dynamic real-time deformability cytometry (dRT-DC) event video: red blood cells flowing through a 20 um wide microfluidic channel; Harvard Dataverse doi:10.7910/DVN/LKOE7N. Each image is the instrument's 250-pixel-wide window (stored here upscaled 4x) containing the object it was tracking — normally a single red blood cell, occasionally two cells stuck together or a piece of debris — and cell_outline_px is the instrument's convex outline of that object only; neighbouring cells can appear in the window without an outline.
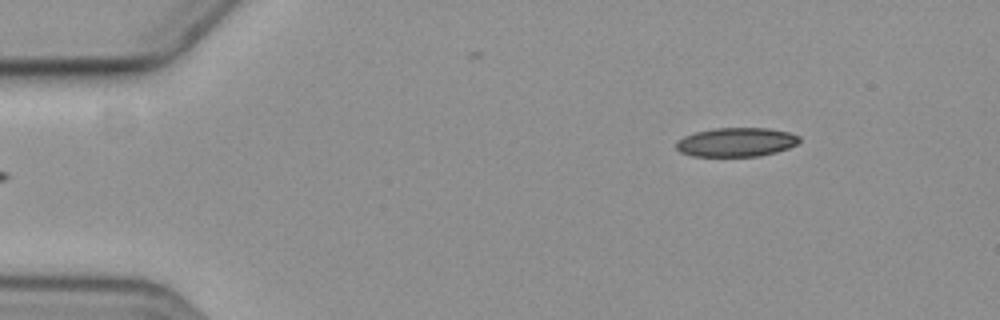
{"species": "common noctule bat (a hibernating species)", "species_latin": "Nyctalus noctula", "temperature_condition": "cold", "stored_images_in_passage": 4, "segment_of_instrument_passage": [2, 2], "camera_frame_rate_fps": 3000, "um_per_image_px": 0.085, "animal": {"sex": "female", "body_mass_g": 19.3, "forearm_length_mm": 54.1}, "frame": {"image": 1, "passage_image": 4, "time_ms": 4.333, "image_size_px": [1000, 320], "cell_outline_px": [[800, 140], [796, 144], [788, 148], [776, 152], [760, 156], [692, 156], [680, 152], [676, 148], [676, 140], [684, 136], [696, 132], [712, 128], [768, 128], [788, 132], [800, 136]], "centroid_in_image_um": [62.56, 12.08], "position_along_channel_um": 22.4, "area_um2": 20.87}}